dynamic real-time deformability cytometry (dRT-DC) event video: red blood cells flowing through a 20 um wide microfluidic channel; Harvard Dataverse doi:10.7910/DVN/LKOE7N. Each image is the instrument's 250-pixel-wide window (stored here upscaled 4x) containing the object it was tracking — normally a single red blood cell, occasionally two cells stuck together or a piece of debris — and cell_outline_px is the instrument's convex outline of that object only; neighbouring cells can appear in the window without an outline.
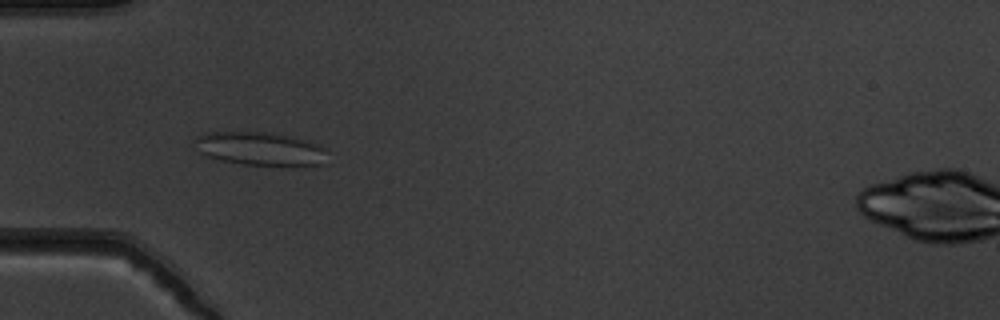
{"species": "common noctule bat (a hibernating species)", "species_latin": "Nyctalus noctula", "temperature_condition": "warm", "stored_images_in_passage": 53, "camera_frame_rate_fps": 3000, "um_per_image_px": 0.085, "animal": {"sex": "male", "body_mass_g": 19.5, "forearm_length_mm": 54.6}, "frame": {"image": 1, "passage_image": 17, "time_ms": 5.333, "image_size_px": [1000, 320], "cell_outline_px": [[328, 164], [280, 168], [244, 164], [220, 160], [204, 156], [200, 152], [192, 140], [204, 132], [264, 132], [288, 136], [308, 140], [320, 144]], "centroid_in_image_um": [22.13, 12.68], "position_along_channel_um": 62.9, "area_um2": 26.59}}
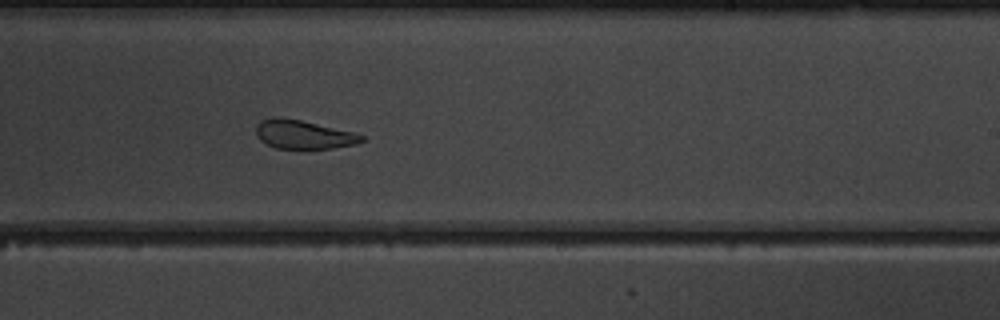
{"frame": {"image": 2, "passage_image": 33, "time_ms": 10.667, "image_size_px": [1000, 320], "cell_outline_px": [[364, 140], [356, 144], [332, 148], [276, 148], [260, 140], [256, 132], [256, 124], [260, 120], [272, 116], [280, 116], [300, 120], [352, 132], [364, 136]], "centroid_in_image_um": [25.74, 11.41], "position_along_channel_um": 263.3, "area_um2": 17.51}}
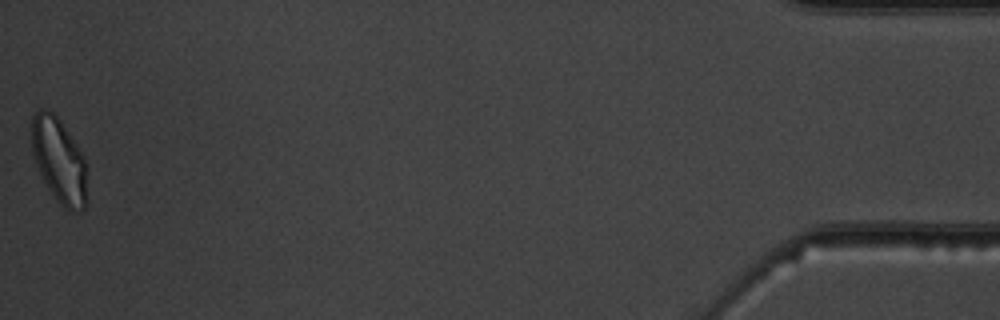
{"frame": {"image": 3, "passage_image": 53, "time_ms": 17.333, "image_size_px": [1000, 320], "cell_outline_px": [[84, 208], [80, 212], [68, 212], [60, 204], [48, 188], [40, 172], [32, 152], [32, 116], [40, 108], [44, 108], [52, 112], [56, 116], [76, 144], [84, 156]], "centroid_in_image_um": [4.98, 13.63], "position_along_channel_um": 430.2, "area_um2": 26.53}, "authors_computed_cell_mechanics": {"area_um2": 23.7558, "velocity_mm_per_s": 3.825, "shape_relaxation_time_tau1_ms": null, "shape_relaxation_time_tau2_ms": 1.5666, "deformation_change_tau1": null, "deformation_change_tau2": 0.0824}}